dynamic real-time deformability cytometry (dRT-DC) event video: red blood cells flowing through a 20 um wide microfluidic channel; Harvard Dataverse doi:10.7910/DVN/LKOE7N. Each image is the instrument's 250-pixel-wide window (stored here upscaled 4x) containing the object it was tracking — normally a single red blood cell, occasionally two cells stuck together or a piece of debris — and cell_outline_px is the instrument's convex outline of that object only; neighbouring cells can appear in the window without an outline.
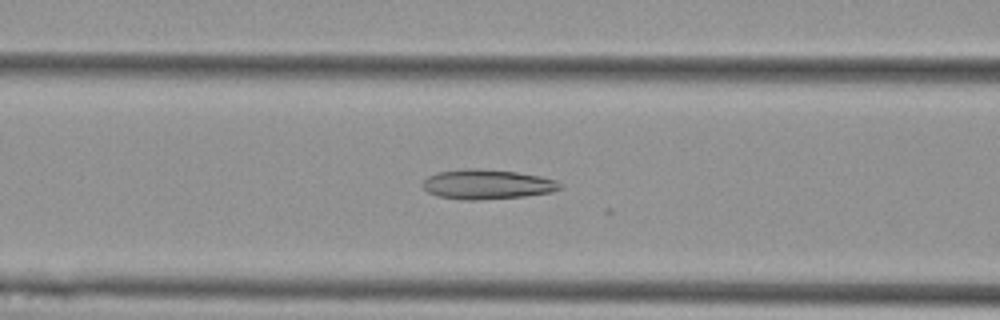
{"species": "Egyptian fruit bat (a non-hibernating species)", "species_latin": "Rousettus aegyptiacus", "temperature_condition": "cold", "stored_images_in_passage": 16, "camera_frame_rate_fps": 3000, "um_per_image_px": 0.085, "animal": {"sex": "female"}, "frame": {"image": 1, "passage_image": 10, "time_ms": 3.0, "image_size_px": [1000, 320], "cell_outline_px": [[564, 188], [552, 192], [524, 196], [476, 200], [464, 200], [436, 196], [428, 192], [424, 188], [424, 180], [428, 176], [436, 172], [464, 168], [476, 168], [516, 172], [540, 176], [556, 180]], "centroid_in_image_um": [41.4, 15.66], "position_along_channel_um": 125.2, "area_um2": 23.81}}
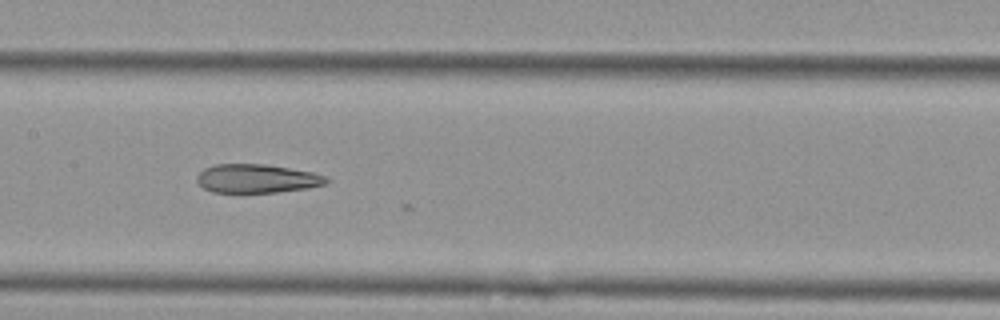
{"frame": {"image": 2, "passage_image": 15, "time_ms": 4.667, "image_size_px": [1000, 320], "cell_outline_px": [[332, 180], [324, 184], [308, 188], [244, 196], [240, 196], [212, 192], [204, 188], [196, 180], [196, 176], [204, 168], [216, 164], [264, 164], [312, 172], [324, 176]], "centroid_in_image_um": [21.77, 15.23], "position_along_channel_um": 185.6, "area_um2": 22.48}}